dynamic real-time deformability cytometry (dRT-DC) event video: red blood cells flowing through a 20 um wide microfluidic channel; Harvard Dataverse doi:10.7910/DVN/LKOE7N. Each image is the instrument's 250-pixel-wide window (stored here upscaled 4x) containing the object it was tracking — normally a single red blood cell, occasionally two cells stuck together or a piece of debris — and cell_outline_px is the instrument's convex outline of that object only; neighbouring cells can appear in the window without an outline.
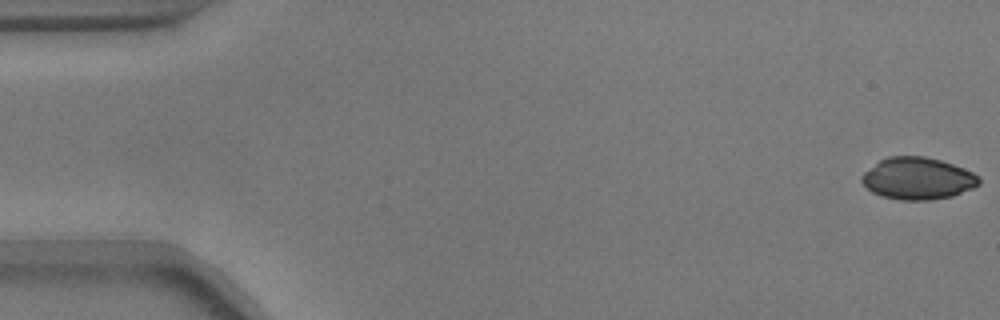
{"species": "common noctule bat (a hibernating species)", "species_latin": "Nyctalus noctula", "temperature_condition": "warm", "stored_images_in_passage": 6, "camera_frame_rate_fps": 3000, "um_per_image_px": 0.085, "animal": {"sex": "male", "body_mass_g": 17.9}, "frame": {"image": 1, "passage_image": 1, "time_ms": 0.0, "image_size_px": [1000, 320], "cell_outline_px": [[980, 184], [972, 188], [952, 196], [928, 200], [900, 200], [880, 196], [872, 192], [860, 180], [860, 176], [864, 172], [880, 160], [888, 156], [924, 156], [940, 160], [952, 164], [972, 172], [980, 180]], "centroid_in_image_um": [77.97, 15.17], "position_along_channel_um": 7.0, "area_um2": 28.55}}